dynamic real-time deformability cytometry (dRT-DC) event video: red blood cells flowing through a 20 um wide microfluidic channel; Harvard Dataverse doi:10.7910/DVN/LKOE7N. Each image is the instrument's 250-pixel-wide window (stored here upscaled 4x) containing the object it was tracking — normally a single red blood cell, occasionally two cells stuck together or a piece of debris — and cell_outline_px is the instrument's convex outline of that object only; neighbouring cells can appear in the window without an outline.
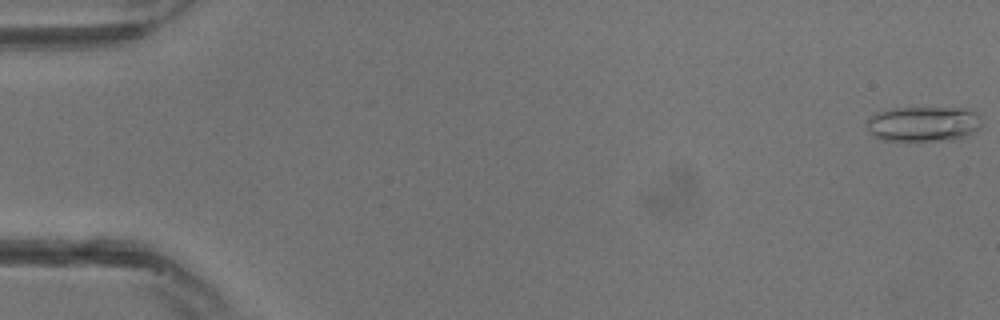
{"species": "common noctule bat (a hibernating species)", "species_latin": "Nyctalus noctula", "temperature_condition": "warm", "stored_images_in_passage": 12, "camera_frame_rate_fps": 3000, "um_per_image_px": 0.085, "animal": {"sex": "male", "body_mass_g": 13.3}, "frame": {"image": 1, "passage_image": 1, "time_ms": 0.0, "image_size_px": [1000, 320], "cell_outline_px": [[980, 124], [972, 132], [964, 136], [948, 140], [884, 140], [872, 136], [868, 132], [864, 124], [868, 116], [876, 112], [892, 108], [964, 108], [976, 112], [980, 116]], "centroid_in_image_um": [78.38, 10.52], "position_along_channel_um": 6.6, "area_um2": 23.58}}
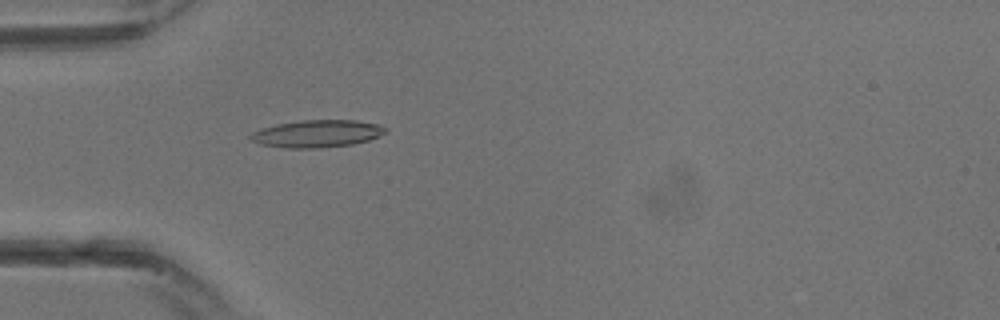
{"frame": {"image": 2, "passage_image": 10, "time_ms": 3.0, "image_size_px": [1000, 320], "cell_outline_px": [[388, 132], [380, 136], [368, 140], [352, 144], [320, 148], [288, 148], [260, 144], [252, 140], [248, 136], [252, 132], [260, 128], [276, 124], [300, 120], [356, 120], [380, 124], [388, 128]], "centroid_in_image_um": [26.98, 11.35], "position_along_channel_um": 58.0, "area_um2": 21.73}}
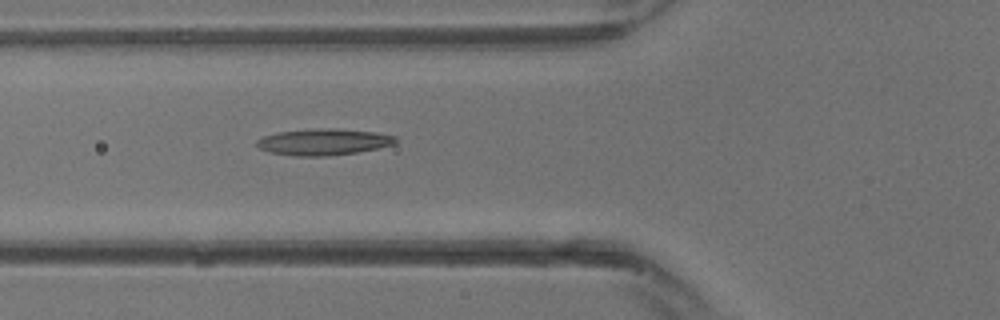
{"frame": {"image": 3, "passage_image": 12, "time_ms": 3.667, "image_size_px": [1000, 320], "cell_outline_px": [[396, 144], [356, 152], [324, 156], [296, 156], [268, 152], [260, 148], [256, 144], [256, 140], [264, 136], [276, 132], [312, 128], [340, 128], [376, 132], [396, 136]], "centroid_in_image_um": [27.49, 12.05], "position_along_channel_um": 98.3, "area_um2": 21.5}}